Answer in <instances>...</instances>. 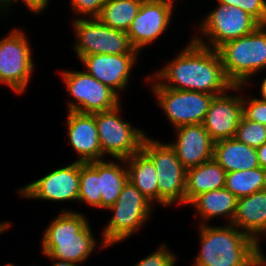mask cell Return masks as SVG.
Listing matches in <instances>:
<instances>
[{
	"mask_svg": "<svg viewBox=\"0 0 266 266\" xmlns=\"http://www.w3.org/2000/svg\"><path fill=\"white\" fill-rule=\"evenodd\" d=\"M225 188L237 198L266 189V170L256 167L226 173Z\"/></svg>",
	"mask_w": 266,
	"mask_h": 266,
	"instance_id": "26",
	"label": "cell"
},
{
	"mask_svg": "<svg viewBox=\"0 0 266 266\" xmlns=\"http://www.w3.org/2000/svg\"><path fill=\"white\" fill-rule=\"evenodd\" d=\"M201 250L194 266H264L260 245L232 224L200 225Z\"/></svg>",
	"mask_w": 266,
	"mask_h": 266,
	"instance_id": "2",
	"label": "cell"
},
{
	"mask_svg": "<svg viewBox=\"0 0 266 266\" xmlns=\"http://www.w3.org/2000/svg\"><path fill=\"white\" fill-rule=\"evenodd\" d=\"M96 241L87 218L77 211L65 210L44 231L42 254L49 259L79 264L92 254Z\"/></svg>",
	"mask_w": 266,
	"mask_h": 266,
	"instance_id": "3",
	"label": "cell"
},
{
	"mask_svg": "<svg viewBox=\"0 0 266 266\" xmlns=\"http://www.w3.org/2000/svg\"><path fill=\"white\" fill-rule=\"evenodd\" d=\"M153 204L130 182L124 185L116 202L108 209L114 214L103 231L101 248L129 238L151 216Z\"/></svg>",
	"mask_w": 266,
	"mask_h": 266,
	"instance_id": "5",
	"label": "cell"
},
{
	"mask_svg": "<svg viewBox=\"0 0 266 266\" xmlns=\"http://www.w3.org/2000/svg\"><path fill=\"white\" fill-rule=\"evenodd\" d=\"M229 7H240L253 16L261 25H266V0H217Z\"/></svg>",
	"mask_w": 266,
	"mask_h": 266,
	"instance_id": "29",
	"label": "cell"
},
{
	"mask_svg": "<svg viewBox=\"0 0 266 266\" xmlns=\"http://www.w3.org/2000/svg\"><path fill=\"white\" fill-rule=\"evenodd\" d=\"M234 138L251 147H259L266 143V125L249 121L242 116Z\"/></svg>",
	"mask_w": 266,
	"mask_h": 266,
	"instance_id": "28",
	"label": "cell"
},
{
	"mask_svg": "<svg viewBox=\"0 0 266 266\" xmlns=\"http://www.w3.org/2000/svg\"><path fill=\"white\" fill-rule=\"evenodd\" d=\"M177 139L170 146L186 168L198 166L213 158L214 141L203 124L176 127Z\"/></svg>",
	"mask_w": 266,
	"mask_h": 266,
	"instance_id": "17",
	"label": "cell"
},
{
	"mask_svg": "<svg viewBox=\"0 0 266 266\" xmlns=\"http://www.w3.org/2000/svg\"><path fill=\"white\" fill-rule=\"evenodd\" d=\"M249 100V101H248ZM243 116L249 121L259 122L266 125V102L260 98H252L251 100L242 97Z\"/></svg>",
	"mask_w": 266,
	"mask_h": 266,
	"instance_id": "30",
	"label": "cell"
},
{
	"mask_svg": "<svg viewBox=\"0 0 266 266\" xmlns=\"http://www.w3.org/2000/svg\"><path fill=\"white\" fill-rule=\"evenodd\" d=\"M190 44L147 82H156L166 88L197 91L214 96L227 91L243 90L244 85H234L226 76L217 50L202 46L193 39ZM171 83V84H170Z\"/></svg>",
	"mask_w": 266,
	"mask_h": 266,
	"instance_id": "1",
	"label": "cell"
},
{
	"mask_svg": "<svg viewBox=\"0 0 266 266\" xmlns=\"http://www.w3.org/2000/svg\"><path fill=\"white\" fill-rule=\"evenodd\" d=\"M213 159L226 172L260 167L256 148L239 142L235 138L215 142Z\"/></svg>",
	"mask_w": 266,
	"mask_h": 266,
	"instance_id": "20",
	"label": "cell"
},
{
	"mask_svg": "<svg viewBox=\"0 0 266 266\" xmlns=\"http://www.w3.org/2000/svg\"><path fill=\"white\" fill-rule=\"evenodd\" d=\"M226 173L213 158L186 169V205L202 193L224 188Z\"/></svg>",
	"mask_w": 266,
	"mask_h": 266,
	"instance_id": "21",
	"label": "cell"
},
{
	"mask_svg": "<svg viewBox=\"0 0 266 266\" xmlns=\"http://www.w3.org/2000/svg\"><path fill=\"white\" fill-rule=\"evenodd\" d=\"M100 161L80 162V187L78 201L101 208Z\"/></svg>",
	"mask_w": 266,
	"mask_h": 266,
	"instance_id": "27",
	"label": "cell"
},
{
	"mask_svg": "<svg viewBox=\"0 0 266 266\" xmlns=\"http://www.w3.org/2000/svg\"><path fill=\"white\" fill-rule=\"evenodd\" d=\"M141 150L152 160L158 180V203L171 206L186 204V168L169 144L146 136Z\"/></svg>",
	"mask_w": 266,
	"mask_h": 266,
	"instance_id": "6",
	"label": "cell"
},
{
	"mask_svg": "<svg viewBox=\"0 0 266 266\" xmlns=\"http://www.w3.org/2000/svg\"><path fill=\"white\" fill-rule=\"evenodd\" d=\"M231 224L259 245V235L266 236V189L238 198Z\"/></svg>",
	"mask_w": 266,
	"mask_h": 266,
	"instance_id": "19",
	"label": "cell"
},
{
	"mask_svg": "<svg viewBox=\"0 0 266 266\" xmlns=\"http://www.w3.org/2000/svg\"><path fill=\"white\" fill-rule=\"evenodd\" d=\"M69 144L78 153V162L101 161L103 157L94 114L68 111Z\"/></svg>",
	"mask_w": 266,
	"mask_h": 266,
	"instance_id": "18",
	"label": "cell"
},
{
	"mask_svg": "<svg viewBox=\"0 0 266 266\" xmlns=\"http://www.w3.org/2000/svg\"><path fill=\"white\" fill-rule=\"evenodd\" d=\"M14 1H18V0H6L2 5H1V9L2 12L6 10H8V8H10L9 6H11L12 3H15ZM25 3V6L31 10L32 12L35 13H40L42 12L47 5H49V0H22ZM6 9V10H4Z\"/></svg>",
	"mask_w": 266,
	"mask_h": 266,
	"instance_id": "33",
	"label": "cell"
},
{
	"mask_svg": "<svg viewBox=\"0 0 266 266\" xmlns=\"http://www.w3.org/2000/svg\"><path fill=\"white\" fill-rule=\"evenodd\" d=\"M60 73L69 95L75 99L68 103V111L94 114L113 109L120 104V97L113 90L85 70H66Z\"/></svg>",
	"mask_w": 266,
	"mask_h": 266,
	"instance_id": "11",
	"label": "cell"
},
{
	"mask_svg": "<svg viewBox=\"0 0 266 266\" xmlns=\"http://www.w3.org/2000/svg\"><path fill=\"white\" fill-rule=\"evenodd\" d=\"M174 3L168 0H143L137 16L127 31L133 48L140 53L168 28Z\"/></svg>",
	"mask_w": 266,
	"mask_h": 266,
	"instance_id": "14",
	"label": "cell"
},
{
	"mask_svg": "<svg viewBox=\"0 0 266 266\" xmlns=\"http://www.w3.org/2000/svg\"><path fill=\"white\" fill-rule=\"evenodd\" d=\"M6 0H0V6L5 2Z\"/></svg>",
	"mask_w": 266,
	"mask_h": 266,
	"instance_id": "37",
	"label": "cell"
},
{
	"mask_svg": "<svg viewBox=\"0 0 266 266\" xmlns=\"http://www.w3.org/2000/svg\"><path fill=\"white\" fill-rule=\"evenodd\" d=\"M80 187V162L55 169L42 178L19 189L25 198L50 201H78Z\"/></svg>",
	"mask_w": 266,
	"mask_h": 266,
	"instance_id": "13",
	"label": "cell"
},
{
	"mask_svg": "<svg viewBox=\"0 0 266 266\" xmlns=\"http://www.w3.org/2000/svg\"><path fill=\"white\" fill-rule=\"evenodd\" d=\"M167 244L163 243L155 252L139 261L135 266H174L176 256L168 251Z\"/></svg>",
	"mask_w": 266,
	"mask_h": 266,
	"instance_id": "31",
	"label": "cell"
},
{
	"mask_svg": "<svg viewBox=\"0 0 266 266\" xmlns=\"http://www.w3.org/2000/svg\"><path fill=\"white\" fill-rule=\"evenodd\" d=\"M242 116V96L232 97L225 92L214 96L202 124L212 140L217 142L234 138Z\"/></svg>",
	"mask_w": 266,
	"mask_h": 266,
	"instance_id": "16",
	"label": "cell"
},
{
	"mask_svg": "<svg viewBox=\"0 0 266 266\" xmlns=\"http://www.w3.org/2000/svg\"><path fill=\"white\" fill-rule=\"evenodd\" d=\"M53 260L55 263H53V266H78L77 263H71V262H67V261H61L58 259H51Z\"/></svg>",
	"mask_w": 266,
	"mask_h": 266,
	"instance_id": "35",
	"label": "cell"
},
{
	"mask_svg": "<svg viewBox=\"0 0 266 266\" xmlns=\"http://www.w3.org/2000/svg\"><path fill=\"white\" fill-rule=\"evenodd\" d=\"M227 78L234 85H246L250 77L266 68V25L228 41L217 49Z\"/></svg>",
	"mask_w": 266,
	"mask_h": 266,
	"instance_id": "4",
	"label": "cell"
},
{
	"mask_svg": "<svg viewBox=\"0 0 266 266\" xmlns=\"http://www.w3.org/2000/svg\"><path fill=\"white\" fill-rule=\"evenodd\" d=\"M4 266H14L13 264H10V263H8V264H6V265H4Z\"/></svg>",
	"mask_w": 266,
	"mask_h": 266,
	"instance_id": "38",
	"label": "cell"
},
{
	"mask_svg": "<svg viewBox=\"0 0 266 266\" xmlns=\"http://www.w3.org/2000/svg\"><path fill=\"white\" fill-rule=\"evenodd\" d=\"M105 2L106 0H71V8L80 15L97 18Z\"/></svg>",
	"mask_w": 266,
	"mask_h": 266,
	"instance_id": "32",
	"label": "cell"
},
{
	"mask_svg": "<svg viewBox=\"0 0 266 266\" xmlns=\"http://www.w3.org/2000/svg\"><path fill=\"white\" fill-rule=\"evenodd\" d=\"M73 30L77 38L74 44L78 57L94 54H138L130 43L127 32L104 25L98 18L77 17Z\"/></svg>",
	"mask_w": 266,
	"mask_h": 266,
	"instance_id": "8",
	"label": "cell"
},
{
	"mask_svg": "<svg viewBox=\"0 0 266 266\" xmlns=\"http://www.w3.org/2000/svg\"><path fill=\"white\" fill-rule=\"evenodd\" d=\"M258 154V161L261 168L266 170V143L256 148Z\"/></svg>",
	"mask_w": 266,
	"mask_h": 266,
	"instance_id": "34",
	"label": "cell"
},
{
	"mask_svg": "<svg viewBox=\"0 0 266 266\" xmlns=\"http://www.w3.org/2000/svg\"><path fill=\"white\" fill-rule=\"evenodd\" d=\"M120 109L119 104L113 109L95 113L102 154H110L115 160H125L139 152L147 136L129 122H124L119 117Z\"/></svg>",
	"mask_w": 266,
	"mask_h": 266,
	"instance_id": "9",
	"label": "cell"
},
{
	"mask_svg": "<svg viewBox=\"0 0 266 266\" xmlns=\"http://www.w3.org/2000/svg\"><path fill=\"white\" fill-rule=\"evenodd\" d=\"M25 35L21 29H13L0 39V84L20 94L28 88L35 68L32 49Z\"/></svg>",
	"mask_w": 266,
	"mask_h": 266,
	"instance_id": "10",
	"label": "cell"
},
{
	"mask_svg": "<svg viewBox=\"0 0 266 266\" xmlns=\"http://www.w3.org/2000/svg\"><path fill=\"white\" fill-rule=\"evenodd\" d=\"M120 162L124 165H120ZM112 162L100 161V194L101 208L108 209L119 197L124 185L128 181V171L125 160L117 159ZM122 166V167H121Z\"/></svg>",
	"mask_w": 266,
	"mask_h": 266,
	"instance_id": "24",
	"label": "cell"
},
{
	"mask_svg": "<svg viewBox=\"0 0 266 266\" xmlns=\"http://www.w3.org/2000/svg\"><path fill=\"white\" fill-rule=\"evenodd\" d=\"M218 5L215 10L208 13L198 27L201 36L204 35L209 42L206 44L205 39L193 37V40L202 46L217 50L228 41L254 32L261 25L240 7H229L221 3Z\"/></svg>",
	"mask_w": 266,
	"mask_h": 266,
	"instance_id": "7",
	"label": "cell"
},
{
	"mask_svg": "<svg viewBox=\"0 0 266 266\" xmlns=\"http://www.w3.org/2000/svg\"><path fill=\"white\" fill-rule=\"evenodd\" d=\"M138 54H94L80 58L86 73L108 86L118 96L129 82L130 72ZM135 62V63H134ZM120 90V91H119Z\"/></svg>",
	"mask_w": 266,
	"mask_h": 266,
	"instance_id": "15",
	"label": "cell"
},
{
	"mask_svg": "<svg viewBox=\"0 0 266 266\" xmlns=\"http://www.w3.org/2000/svg\"><path fill=\"white\" fill-rule=\"evenodd\" d=\"M143 0H106L97 17L104 25L127 32Z\"/></svg>",
	"mask_w": 266,
	"mask_h": 266,
	"instance_id": "25",
	"label": "cell"
},
{
	"mask_svg": "<svg viewBox=\"0 0 266 266\" xmlns=\"http://www.w3.org/2000/svg\"><path fill=\"white\" fill-rule=\"evenodd\" d=\"M260 91H261V95H262V99H260V100L266 102V77L262 81V84L260 86Z\"/></svg>",
	"mask_w": 266,
	"mask_h": 266,
	"instance_id": "36",
	"label": "cell"
},
{
	"mask_svg": "<svg viewBox=\"0 0 266 266\" xmlns=\"http://www.w3.org/2000/svg\"><path fill=\"white\" fill-rule=\"evenodd\" d=\"M153 82L151 88L157 98V104L163 109L174 128L203 123L214 95L166 88L155 80Z\"/></svg>",
	"mask_w": 266,
	"mask_h": 266,
	"instance_id": "12",
	"label": "cell"
},
{
	"mask_svg": "<svg viewBox=\"0 0 266 266\" xmlns=\"http://www.w3.org/2000/svg\"><path fill=\"white\" fill-rule=\"evenodd\" d=\"M237 197L225 187L198 195L190 205L196 208L197 215L201 216L202 224L216 216H226L229 224L232 223L236 211ZM199 213V214H198Z\"/></svg>",
	"mask_w": 266,
	"mask_h": 266,
	"instance_id": "23",
	"label": "cell"
},
{
	"mask_svg": "<svg viewBox=\"0 0 266 266\" xmlns=\"http://www.w3.org/2000/svg\"><path fill=\"white\" fill-rule=\"evenodd\" d=\"M125 163L128 171V181L151 203H158V180L152 160L140 150L125 159Z\"/></svg>",
	"mask_w": 266,
	"mask_h": 266,
	"instance_id": "22",
	"label": "cell"
}]
</instances>
